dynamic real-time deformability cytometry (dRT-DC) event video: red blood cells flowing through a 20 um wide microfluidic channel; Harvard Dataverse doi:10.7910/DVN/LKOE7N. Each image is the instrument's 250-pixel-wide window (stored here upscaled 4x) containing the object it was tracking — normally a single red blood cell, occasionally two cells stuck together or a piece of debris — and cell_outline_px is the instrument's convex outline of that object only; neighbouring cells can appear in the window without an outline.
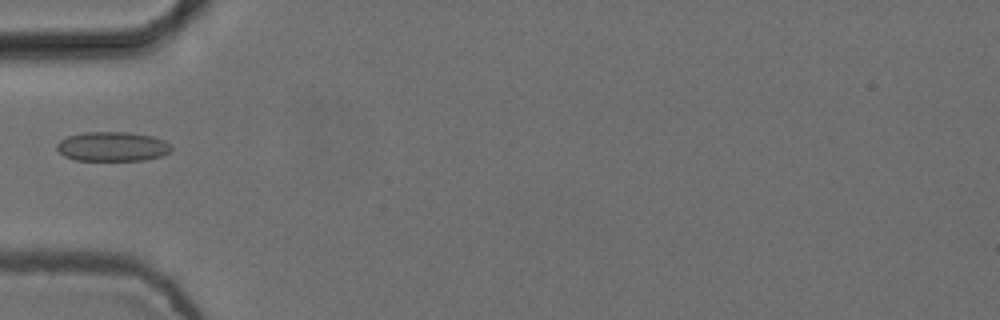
{"species": "common noctule bat (a hibernating species)", "species_latin": "Nyctalus noctula", "temperature_condition": "cold", "stored_images_in_passage": 5, "camera_frame_rate_fps": 3000, "um_per_image_px": 0.085, "animal": {"sex": "female", "body_mass_g": 24.6, "forearm_length_mm": 56.2}, "frame": {"image": 1, "passage_image": 5, "time_ms": 1.333, "image_size_px": [1000, 320], "cell_outline_px": [[172, 152], [160, 156], [144, 160], [76, 160], [64, 156], [56, 148], [56, 144], [60, 140], [68, 136], [84, 132], [124, 132], [152, 136], [164, 140], [172, 144]], "centroid_in_image_um": [9.58, 12.45], "position_along_channel_um": 75.4, "area_um2": 19.71}}